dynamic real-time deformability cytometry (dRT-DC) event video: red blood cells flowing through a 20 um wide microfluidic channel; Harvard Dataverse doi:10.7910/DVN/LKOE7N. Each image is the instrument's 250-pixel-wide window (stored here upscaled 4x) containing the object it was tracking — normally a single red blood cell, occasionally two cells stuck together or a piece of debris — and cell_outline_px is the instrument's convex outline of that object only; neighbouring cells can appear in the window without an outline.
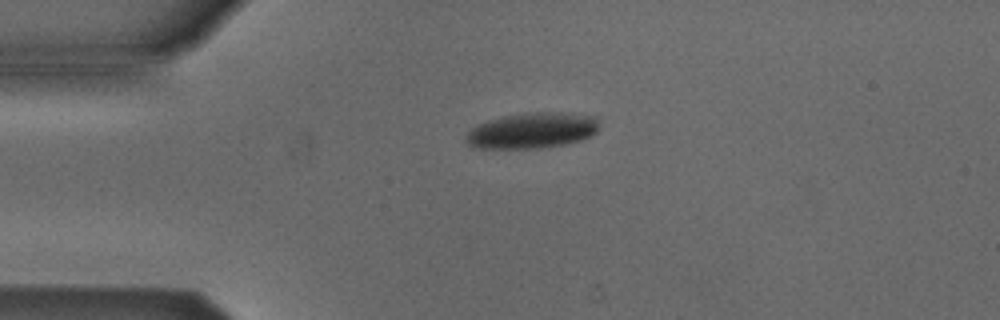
{"species": "Egyptian fruit bat (a non-hibernating species)", "species_latin": "Rousettus aegyptiacus", "temperature_condition": "cold", "stored_images_in_passage": 3, "camera_frame_rate_fps": 3000, "um_per_image_px": 0.085, "animal": {"sex": "male"}, "frame": {"image": 1, "passage_image": 1, "time_ms": 0.0, "image_size_px": [1000, 320], "cell_outline_px": [[600, 128], [596, 132], [580, 140], [564, 144], [540, 148], [480, 148], [468, 144], [468, 132], [472, 128], [488, 120], [504, 116], [532, 112], [560, 112], [596, 116]], "centroid_in_image_um": [45.29, 11.08], "position_along_channel_um": 39.7, "area_um2": 27.4}}